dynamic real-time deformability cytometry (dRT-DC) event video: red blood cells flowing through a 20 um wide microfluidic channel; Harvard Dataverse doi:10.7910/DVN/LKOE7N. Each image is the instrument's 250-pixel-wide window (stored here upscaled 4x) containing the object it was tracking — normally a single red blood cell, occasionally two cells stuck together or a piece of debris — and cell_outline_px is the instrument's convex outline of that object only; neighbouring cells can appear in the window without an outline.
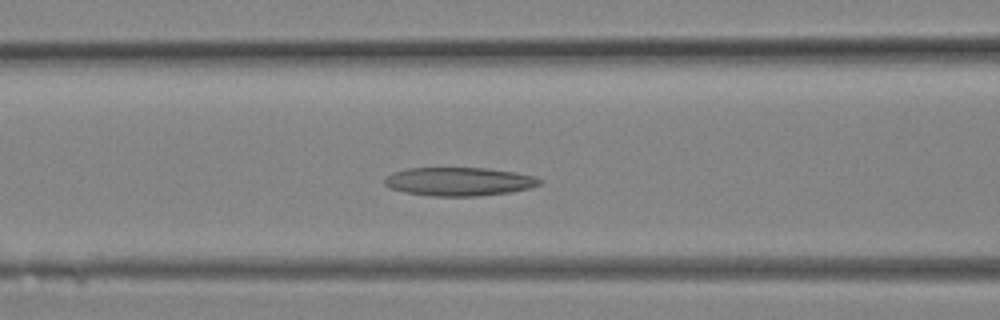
{"species": "Egyptian fruit bat (a non-hibernating species)", "species_latin": "Rousettus aegyptiacus", "temperature_condition": "room temperature", "stored_images_in_passage": 13, "camera_frame_rate_fps": 3000, "um_per_image_px": 0.085, "animal": {"sex": "female"}, "frame": {"image": 1, "passage_image": 11, "time_ms": 3.333, "image_size_px": [1000, 320], "cell_outline_px": [[544, 180], [540, 184], [532, 188], [512, 192], [480, 196], [432, 196], [404, 192], [392, 188], [384, 184], [384, 176], [392, 172], [404, 168], [488, 168], [516, 172], [536, 176]], "centroid_in_image_um": [39.05, 15.43], "position_along_channel_um": 127.6, "area_um2": 26.18}}
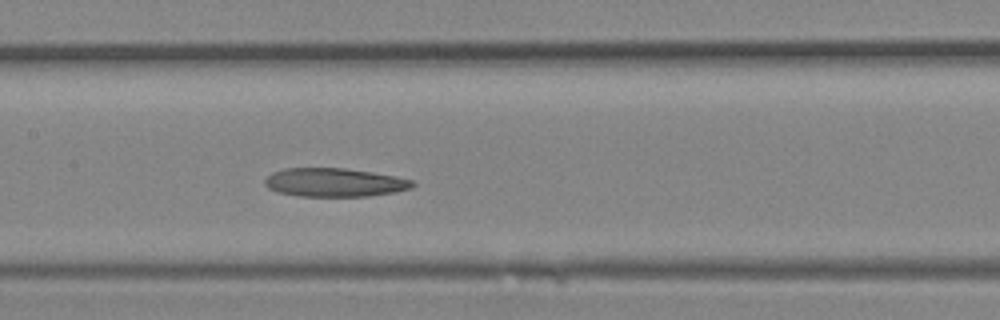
{"frame": {"image": 2, "passage_image": 13, "time_ms": 4.0, "image_size_px": [1000, 320], "cell_outline_px": [[416, 184], [412, 188], [396, 192], [368, 196], [300, 196], [280, 192], [268, 188], [264, 184], [264, 180], [272, 172], [284, 168], [344, 168], [372, 172], [396, 176], [412, 180]], "centroid_in_image_um": [28.45, 15.5], "position_along_channel_um": 178.9, "area_um2": 24.62}}